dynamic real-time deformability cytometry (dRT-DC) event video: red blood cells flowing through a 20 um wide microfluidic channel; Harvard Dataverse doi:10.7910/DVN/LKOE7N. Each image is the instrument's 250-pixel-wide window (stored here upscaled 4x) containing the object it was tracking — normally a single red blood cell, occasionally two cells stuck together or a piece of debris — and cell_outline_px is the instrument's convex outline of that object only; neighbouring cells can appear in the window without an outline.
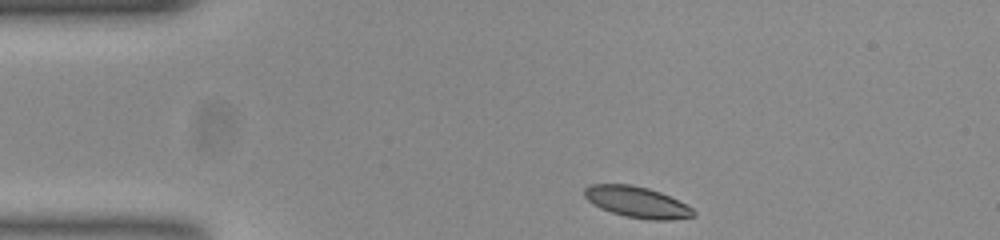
{"species": "common noctule bat (a hibernating species)", "species_latin": "Nyctalus noctula", "temperature_condition": "room temperature", "stored_images_in_passage": 37, "camera_frame_rate_fps": 3000, "um_per_image_px": 0.085, "animal": {"sex": "female", "body_mass_g": 23.0, "forearm_length_mm": 53.4}, "frame": {"image": 1, "passage_image": 1, "time_ms": 0.0, "image_size_px": [1000, 240], "cell_outline_px": [[696, 216], [668, 220], [652, 220], [624, 216], [600, 208], [592, 204], [584, 196], [584, 188], [592, 184], [632, 184], [648, 188], [660, 192], [692, 208], [696, 212]], "centroid_in_image_um": [54.12, 17.18], "position_along_channel_um": 30.9, "area_um2": 19.65}}
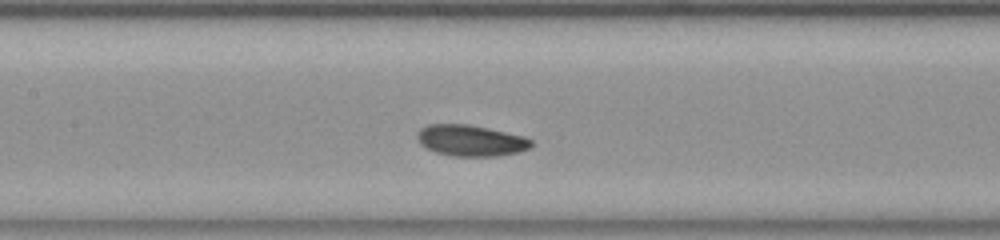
{"frame": {"image": 2, "passage_image": 16, "time_ms": 5.0, "image_size_px": [1000, 240], "cell_outline_px": [[532, 144], [528, 148], [516, 152], [496, 156], [452, 156], [436, 152], [420, 144], [416, 136], [416, 132], [420, 128], [428, 124], [468, 124], [488, 128], [524, 136], [532, 140]], "centroid_in_image_um": [39.97, 11.93], "position_along_channel_um": 167.4, "area_um2": 20.63}}
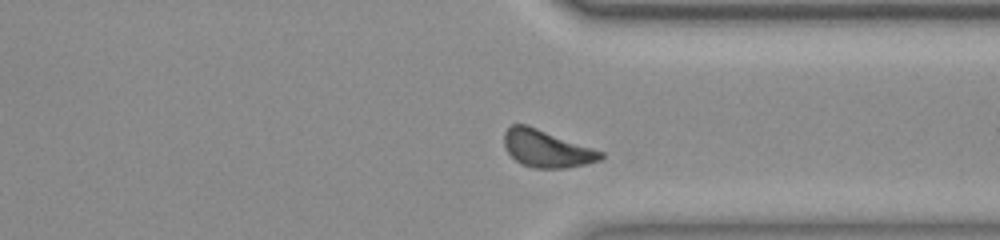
{"frame": {"image": 3, "passage_image": 32, "time_ms": 10.333, "image_size_px": [1000, 240], "cell_outline_px": [[604, 156], [600, 160], [584, 164], [564, 168], [532, 168], [520, 164], [504, 148], [504, 132], [512, 124], [524, 124], [536, 128], [604, 152]], "centroid_in_image_um": [46.43, 12.65], "position_along_channel_um": 365.0, "area_um2": 20.69}, "authors_computed_cell_mechanics": {"area_um2": 20.519, "velocity_mm_per_s": 3.7144, "shape_relaxation_time_tau1_ms": 1.6406, "shape_relaxation_time_tau2_ms": 8.8189, "deformation_change_tau1": 0.0688, "deformation_change_tau2": 0.1586}}